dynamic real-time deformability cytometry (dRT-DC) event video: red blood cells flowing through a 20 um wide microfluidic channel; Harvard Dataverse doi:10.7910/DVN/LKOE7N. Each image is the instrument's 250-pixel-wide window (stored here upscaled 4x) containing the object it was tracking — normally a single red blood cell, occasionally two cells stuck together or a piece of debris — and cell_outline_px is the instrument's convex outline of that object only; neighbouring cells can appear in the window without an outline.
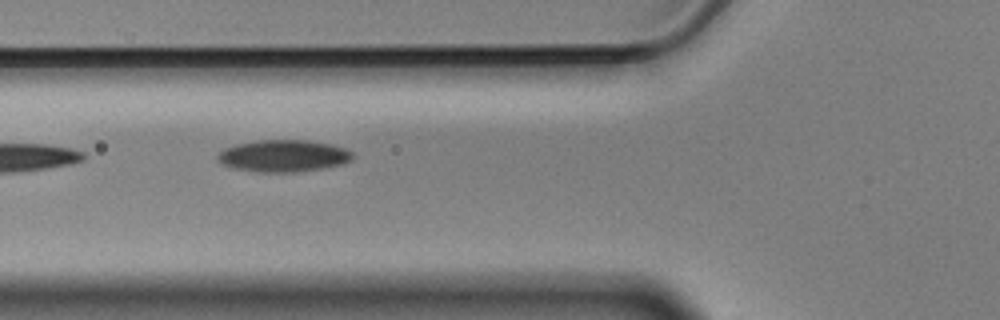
{"species": "Egyptian fruit bat (a non-hibernating species)", "species_latin": "Rousettus aegyptiacus", "temperature_condition": "cold", "stored_images_in_passage": 9, "camera_frame_rate_fps": 3000, "um_per_image_px": 0.085, "animal": {"sex": "male"}, "frame": {"image": 1, "passage_image": 4, "time_ms": 1.0, "image_size_px": [1000, 320], "cell_outline_px": [[352, 160], [344, 164], [324, 168], [292, 172], [260, 172], [236, 168], [220, 164], [216, 160], [216, 156], [224, 148], [236, 144], [256, 140], [308, 140], [328, 144], [344, 148], [352, 152]], "centroid_in_image_um": [24.07, 13.25], "position_along_channel_um": 101.7, "area_um2": 25.14}}
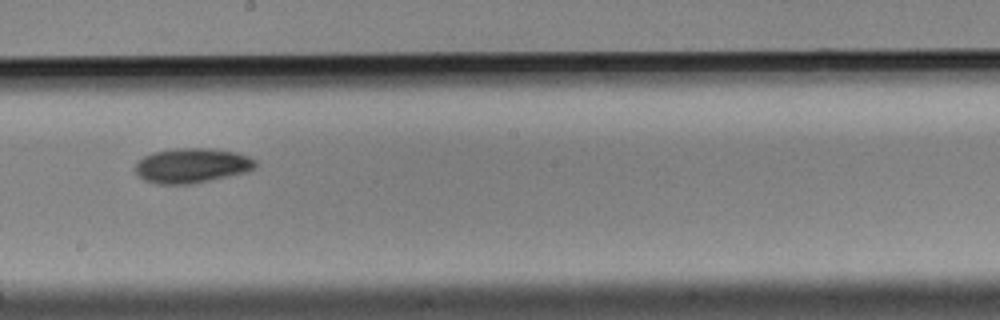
{"frame": {"image": 2, "passage_image": 7, "time_ms": 2.0, "image_size_px": [1000, 320], "cell_outline_px": [[256, 168], [244, 172], [228, 176], [192, 184], [156, 184], [144, 180], [136, 172], [136, 164], [144, 156], [152, 152], [176, 148], [212, 148], [236, 152], [248, 156], [256, 160]], "centroid_in_image_um": [16.32, 14.06], "position_along_channel_um": 231.9, "area_um2": 24.33}}
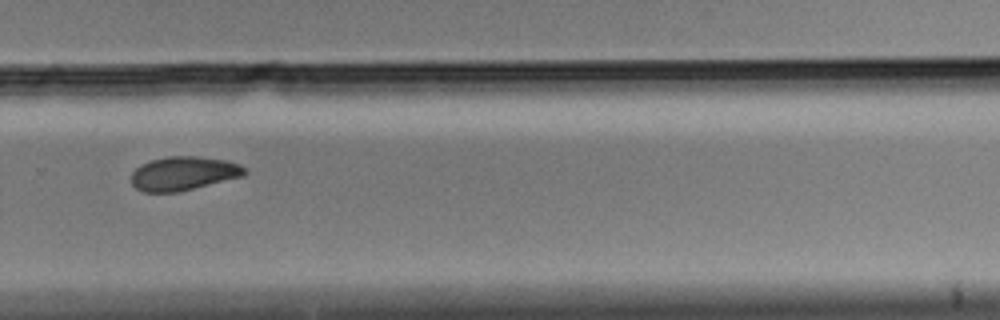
{"frame": {"image": 3, "passage_image": 9, "time_ms": 2.667, "image_size_px": [1000, 320], "cell_outline_px": [[248, 172], [244, 176], [180, 192], [144, 192], [136, 188], [132, 184], [132, 172], [140, 164], [152, 160], [168, 156], [196, 156], [224, 160], [236, 164], [244, 168]], "centroid_in_image_um": [15.58, 14.75], "position_along_channel_um": 314.2, "area_um2": 22.31}}